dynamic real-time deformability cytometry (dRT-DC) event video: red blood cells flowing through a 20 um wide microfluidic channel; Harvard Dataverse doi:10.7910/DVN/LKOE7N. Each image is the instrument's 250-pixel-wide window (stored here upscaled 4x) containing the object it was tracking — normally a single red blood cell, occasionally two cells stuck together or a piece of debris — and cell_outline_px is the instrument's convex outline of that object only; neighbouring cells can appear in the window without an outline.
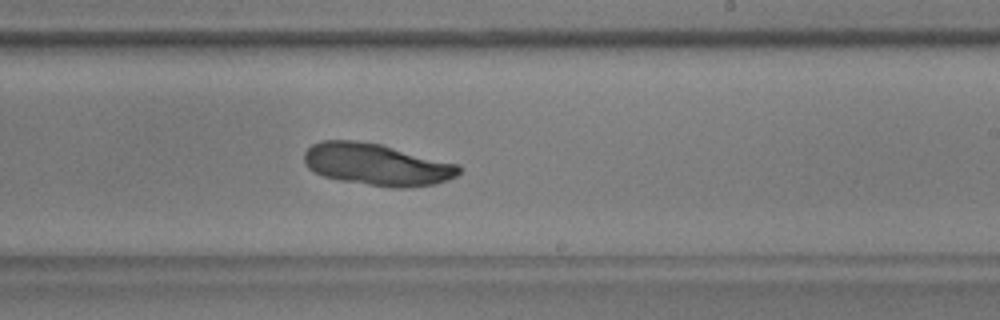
{"species": "common noctule bat (a hibernating species)", "species_latin": "Nyctalus noctula", "temperature_condition": "warm", "stored_images_in_passage": 37, "camera_frame_rate_fps": 3000, "um_per_image_px": 0.085, "animal": {"sex": "male", "body_mass_g": 17.9, "forearm_length_mm": 54.2}, "frame": {"image": 1, "passage_image": 16, "time_ms": 5.0, "image_size_px": [1000, 320], "cell_outline_px": [[460, 172], [456, 176], [448, 180], [436, 184], [408, 188], [392, 188], [340, 180], [324, 176], [308, 168], [304, 160], [304, 152], [312, 144], [320, 140], [356, 140], [380, 144], [460, 164]], "centroid_in_image_um": [32.05, 13.98], "position_along_channel_um": 257.0, "area_um2": 37.97}}
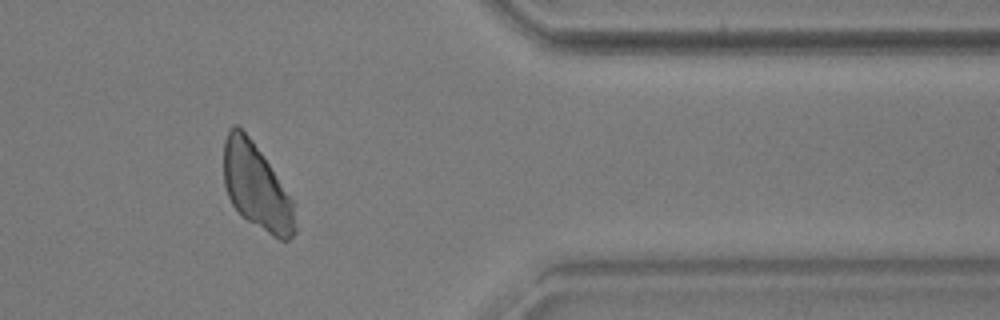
{"frame": {"image": 2, "passage_image": 28, "time_ms": 9.0, "image_size_px": [1000, 320], "cell_outline_px": [[296, 232], [288, 240], [280, 240], [240, 216], [232, 204], [228, 196], [224, 184], [224, 140], [232, 124], [236, 124], [252, 140], [292, 200], [296, 228]], "centroid_in_image_um": [21.77, 15.9], "position_along_channel_um": 389.6, "area_um2": 35.03}}